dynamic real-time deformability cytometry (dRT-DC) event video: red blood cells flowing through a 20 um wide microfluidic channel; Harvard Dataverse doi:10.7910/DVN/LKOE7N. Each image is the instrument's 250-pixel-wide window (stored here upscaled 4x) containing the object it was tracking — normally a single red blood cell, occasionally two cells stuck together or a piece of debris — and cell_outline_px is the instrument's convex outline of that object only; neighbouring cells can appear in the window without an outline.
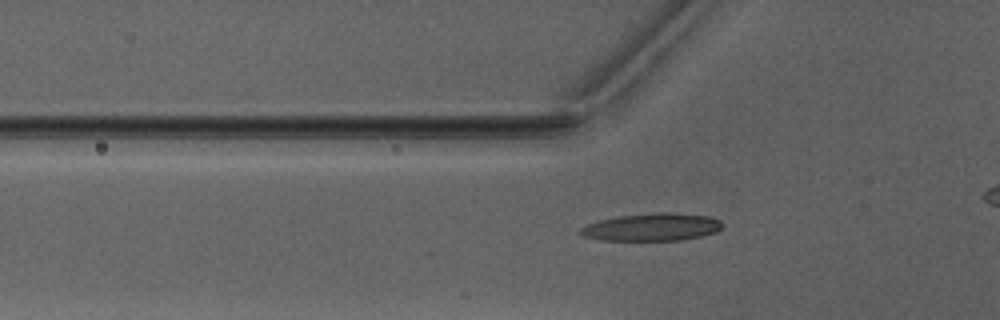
{"species": "Egyptian fruit bat (a non-hibernating species)", "species_latin": "Rousettus aegyptiacus", "temperature_condition": "warm", "stored_images_in_passage": 39, "camera_frame_rate_fps": 3000, "um_per_image_px": 0.085, "animal": {"sex": "male"}, "frame": {"image": 1, "passage_image": 11, "time_ms": 3.333, "image_size_px": [1000, 320], "cell_outline_px": [[724, 224], [716, 232], [700, 236], [680, 240], [600, 240], [584, 236], [580, 232], [580, 228], [588, 224], [600, 220], [616, 216], [656, 212], [676, 212], [708, 216], [720, 220]], "centroid_in_image_um": [55.43, 19.29], "position_along_channel_um": 70.4, "area_um2": 22.83}}
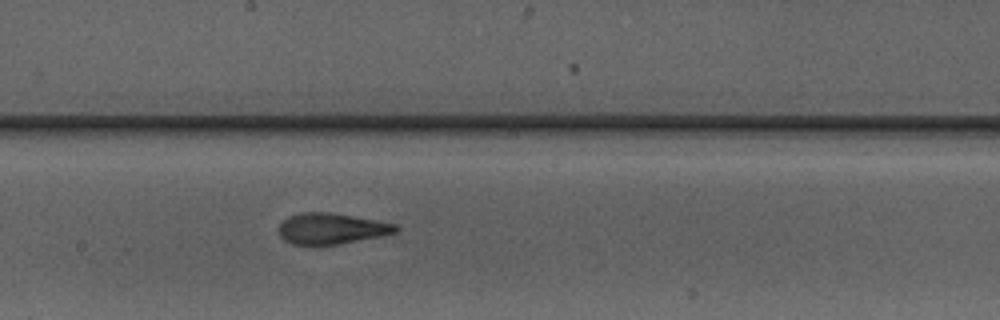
{"frame": {"image": 2, "passage_image": 22, "time_ms": 7.0, "image_size_px": [1000, 320], "cell_outline_px": [[400, 228], [396, 232], [380, 236], [340, 244], [312, 248], [292, 244], [284, 240], [280, 236], [280, 224], [288, 216], [300, 212], [328, 212], [376, 220], [396, 224]], "centroid_in_image_um": [28.13, 19.47], "position_along_channel_um": 220.1, "area_um2": 21.56}}
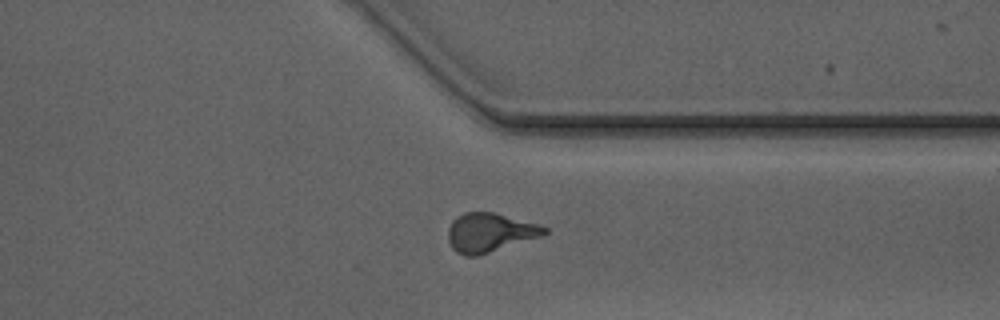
{"frame": {"image": 3, "passage_image": 33, "time_ms": 10.667, "image_size_px": [1000, 320], "cell_outline_px": [[548, 232], [540, 236], [476, 256], [464, 256], [456, 252], [452, 248], [448, 240], [448, 228], [452, 220], [456, 216], [464, 212], [492, 212], [536, 224], [548, 228]], "centroid_in_image_um": [41.56, 19.76], "position_along_channel_um": 369.8, "area_um2": 21.5}, "authors_computed_cell_mechanics": {"area_um2": 20.808, "velocity_mm_per_s": 4.0931, "shape_relaxation_time_tau1_ms": 4.3551, "shape_relaxation_time_tau2_ms": 1.4995, "deformation_change_tau1": 0.2069, "deformation_change_tau2": 0.1187}}